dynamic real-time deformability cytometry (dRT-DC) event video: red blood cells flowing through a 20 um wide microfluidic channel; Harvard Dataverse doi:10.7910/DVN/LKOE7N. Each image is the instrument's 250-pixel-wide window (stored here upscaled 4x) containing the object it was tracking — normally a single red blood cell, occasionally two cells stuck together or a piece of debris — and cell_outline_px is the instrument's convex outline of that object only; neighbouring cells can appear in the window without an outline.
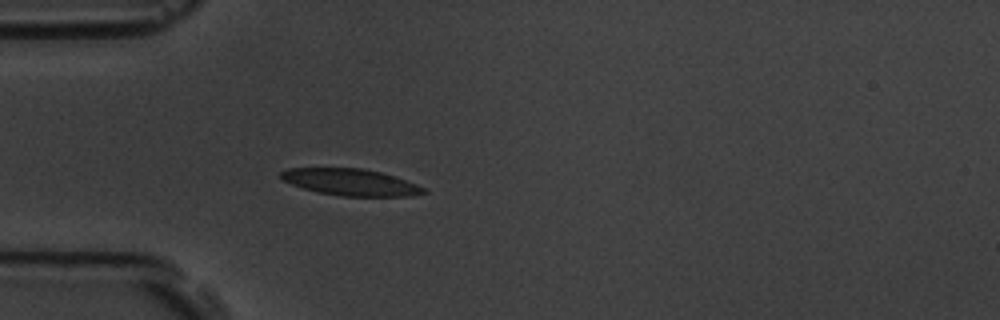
{"species": "common noctule bat (a hibernating species)", "species_latin": "Nyctalus noctula", "temperature_condition": "room temperature", "stored_images_in_passage": 1, "camera_frame_rate_fps": 3000, "um_per_image_px": 0.085, "animal": {"sex": "male", "body_mass_g": 19.5, "forearm_length_mm": 54.6}, "frame": {"image": 1, "passage_image": 1, "time_ms": 0.0, "image_size_px": [1000, 320], "cell_outline_px": [[428, 192], [412, 196], [344, 196], [320, 192], [304, 188], [280, 180], [280, 172], [288, 168], [364, 168], [396, 176], [416, 184], [424, 188]], "centroid_in_image_um": [29.81, 15.48], "position_along_channel_um": 55.2, "area_um2": 22.14}}